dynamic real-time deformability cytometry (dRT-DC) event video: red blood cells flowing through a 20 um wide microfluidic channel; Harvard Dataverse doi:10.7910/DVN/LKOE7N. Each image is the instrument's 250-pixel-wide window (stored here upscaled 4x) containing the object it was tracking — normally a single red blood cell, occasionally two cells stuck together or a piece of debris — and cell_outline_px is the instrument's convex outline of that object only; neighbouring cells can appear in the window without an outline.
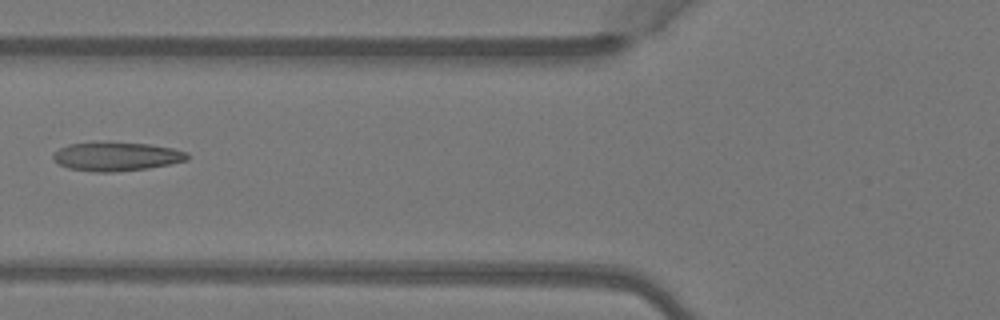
{"species": "Egyptian fruit bat (a non-hibernating species)", "species_latin": "Rousettus aegyptiacus", "temperature_condition": "warm", "stored_images_in_passage": 5, "camera_frame_rate_fps": 3000, "um_per_image_px": 0.085, "animal": {"sex": "female"}, "frame": {"image": 1, "passage_image": 5, "time_ms": 1.333, "image_size_px": [1000, 320], "cell_outline_px": [[188, 160], [148, 168], [112, 172], [92, 172], [68, 168], [52, 160], [52, 156], [60, 148], [68, 144], [104, 140], [108, 140], [148, 144], [172, 148], [188, 152]], "centroid_in_image_um": [9.86, 13.27], "position_along_channel_um": 115.9, "area_um2": 23.0}}